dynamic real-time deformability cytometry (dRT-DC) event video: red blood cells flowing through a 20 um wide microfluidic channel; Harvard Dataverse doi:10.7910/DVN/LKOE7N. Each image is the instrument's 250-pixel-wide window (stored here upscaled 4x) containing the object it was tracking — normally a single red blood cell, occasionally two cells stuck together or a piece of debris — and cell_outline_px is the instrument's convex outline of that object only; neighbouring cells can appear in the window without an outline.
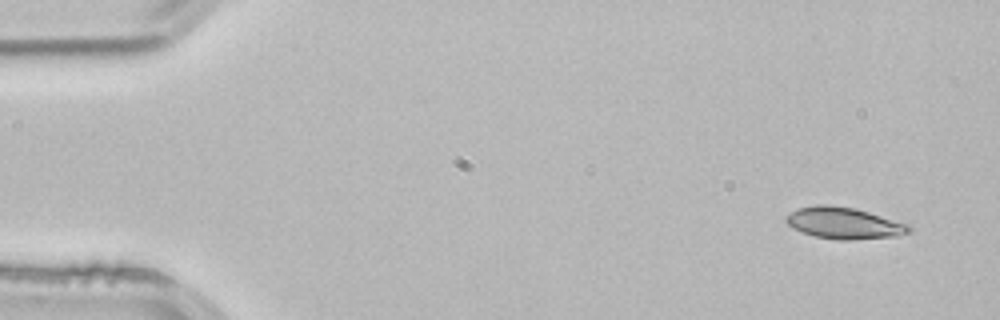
{"species": "common noctule bat (a hibernating species)", "species_latin": "Nyctalus noctula", "temperature_condition": "room temperature", "stored_images_in_passage": 3, "segment_of_instrument_passage": [2, 2], "camera_frame_rate_fps": 3000, "um_per_image_px": 0.085, "animal": {"sex": "male", "body_mass_g": 21.5, "forearm_length_mm": 52.0}, "frame": {"image": 1, "passage_image": 3, "time_ms": 0.667, "image_size_px": [1000, 320], "cell_outline_px": [[912, 228], [908, 232], [896, 236], [848, 240], [836, 240], [816, 236], [792, 228], [784, 220], [784, 216], [800, 208], [816, 204], [828, 204], [856, 208], [908, 224]], "centroid_in_image_um": [71.71, 18.95], "position_along_channel_um": 13.3, "area_um2": 22.48}}